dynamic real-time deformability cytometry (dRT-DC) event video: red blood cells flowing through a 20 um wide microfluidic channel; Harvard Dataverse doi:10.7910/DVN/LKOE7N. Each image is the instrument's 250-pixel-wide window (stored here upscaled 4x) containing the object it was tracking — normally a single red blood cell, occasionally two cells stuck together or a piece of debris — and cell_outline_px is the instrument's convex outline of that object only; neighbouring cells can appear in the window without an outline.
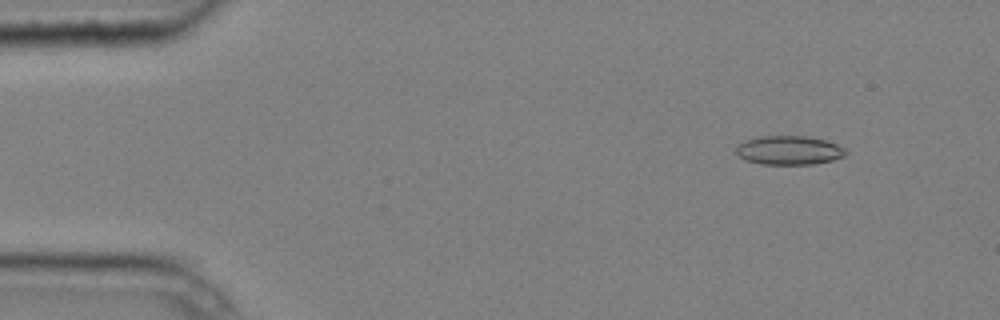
{"species": "common noctule bat (a hibernating species)", "species_latin": "Nyctalus noctula", "temperature_condition": "cold", "stored_images_in_passage": 5, "camera_frame_rate_fps": 3000, "um_per_image_px": 0.085, "animal": {"sex": "male", "body_mass_g": 20.4}, "frame": {"image": 1, "passage_image": 1, "time_ms": 0.0, "image_size_px": [1000, 320], "cell_outline_px": [[848, 152], [844, 156], [832, 160], [812, 164], [760, 164], [744, 160], [736, 152], [736, 148], [744, 140], [760, 136], [808, 136], [824, 140], [836, 144], [844, 148]], "centroid_in_image_um": [67.06, 12.77], "position_along_channel_um": 17.9, "area_um2": 18.44}}
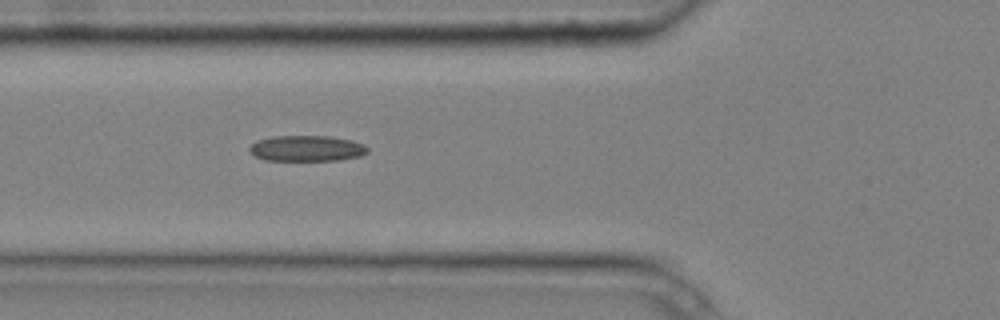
{"frame": {"image": 2, "passage_image": 5, "time_ms": 1.333, "image_size_px": [1000, 320], "cell_outline_px": [[368, 152], [360, 156], [340, 160], [264, 160], [256, 156], [248, 148], [256, 140], [272, 136], [328, 136], [352, 140], [364, 144], [368, 148]], "centroid_in_image_um": [26.09, 12.61], "position_along_channel_um": 99.7, "area_um2": 17.74}}